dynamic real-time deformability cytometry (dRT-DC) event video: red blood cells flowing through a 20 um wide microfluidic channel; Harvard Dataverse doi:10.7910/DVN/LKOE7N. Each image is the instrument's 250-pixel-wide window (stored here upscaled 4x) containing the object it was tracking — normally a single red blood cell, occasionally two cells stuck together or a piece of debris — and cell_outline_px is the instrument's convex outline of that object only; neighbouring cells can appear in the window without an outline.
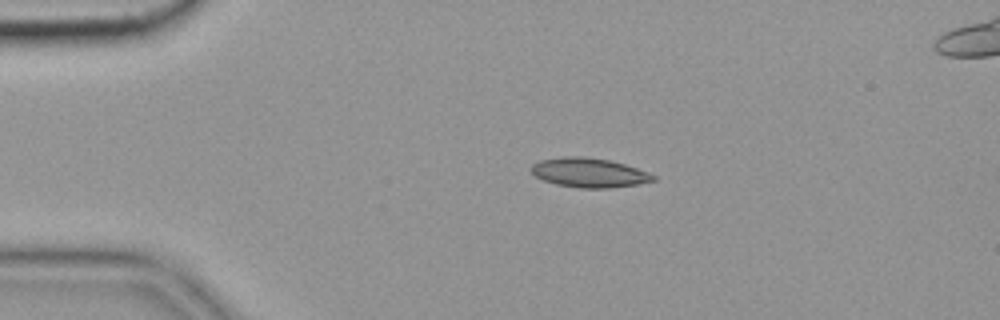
{"species": "common noctule bat (a hibernating species)", "species_latin": "Nyctalus noctula", "temperature_condition": "cold", "stored_images_in_passage": 4, "camera_frame_rate_fps": 3000, "um_per_image_px": 0.085, "animal": {"sex": "female", "body_mass_g": 19.9}, "frame": {"image": 1, "passage_image": 2, "time_ms": 0.333, "image_size_px": [1000, 320], "cell_outline_px": [[656, 180], [636, 184], [612, 188], [580, 188], [556, 184], [544, 180], [536, 176], [528, 168], [532, 164], [540, 160], [564, 156], [584, 156], [608, 160], [624, 164], [648, 172], [656, 176]], "centroid_in_image_um": [50.05, 14.67], "position_along_channel_um": 35.0, "area_um2": 20.87}}